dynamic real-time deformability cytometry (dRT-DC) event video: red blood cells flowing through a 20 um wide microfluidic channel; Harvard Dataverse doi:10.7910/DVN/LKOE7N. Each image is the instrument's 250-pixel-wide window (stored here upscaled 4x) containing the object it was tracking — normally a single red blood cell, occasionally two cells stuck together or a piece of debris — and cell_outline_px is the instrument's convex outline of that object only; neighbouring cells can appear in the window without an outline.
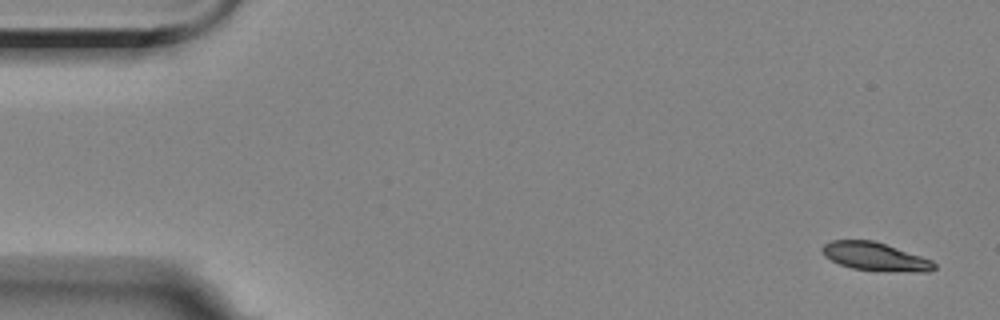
{"species": "Egyptian fruit bat (a non-hibernating species)", "species_latin": "Rousettus aegyptiacus", "temperature_condition": "room temperature", "stored_images_in_passage": 6, "camera_frame_rate_fps": 3000, "um_per_image_px": 0.085, "animal": {"sex": "female"}, "frame": {"image": 1, "passage_image": 1, "time_ms": 0.0, "image_size_px": [1000, 320], "cell_outline_px": [[936, 268], [928, 272], [896, 272], [852, 268], [840, 264], [824, 256], [820, 248], [824, 244], [832, 240], [872, 240], [932, 260], [936, 264]], "centroid_in_image_um": [74.39, 21.82], "position_along_channel_um": 10.6, "area_um2": 18.32}}
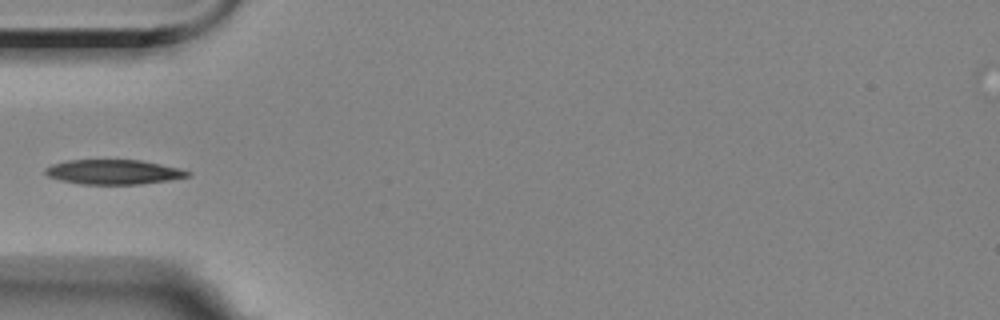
{"frame": {"image": 2, "passage_image": 5, "time_ms": 5.333, "image_size_px": [1000, 320], "cell_outline_px": [[192, 172], [188, 176], [168, 180], [140, 184], [80, 184], [48, 176], [44, 172], [44, 168], [52, 164], [68, 160], [140, 160], [180, 168]], "centroid_in_image_um": [9.65, 14.61], "position_along_channel_um": 75.4, "area_um2": 20.29}}